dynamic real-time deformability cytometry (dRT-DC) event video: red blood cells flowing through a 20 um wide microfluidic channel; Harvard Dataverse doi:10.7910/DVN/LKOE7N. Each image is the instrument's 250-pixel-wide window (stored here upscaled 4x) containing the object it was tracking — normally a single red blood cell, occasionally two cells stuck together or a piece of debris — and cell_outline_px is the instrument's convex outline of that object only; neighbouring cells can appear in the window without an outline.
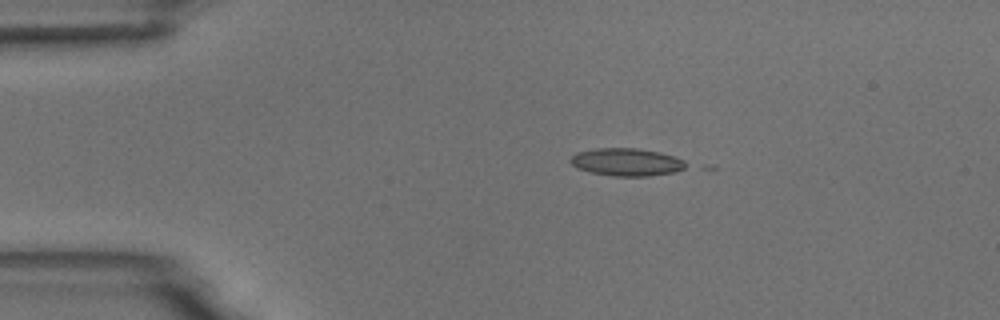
{"species": "common noctule bat (a hibernating species)", "species_latin": "Nyctalus noctula", "temperature_condition": "room temperature", "stored_images_in_passage": 3, "camera_frame_rate_fps": 3000, "um_per_image_px": 0.085, "animal": {"sex": "male", "body_mass_g": 18.8}, "frame": {"image": 1, "passage_image": 1, "time_ms": 0.0, "image_size_px": [1000, 320], "cell_outline_px": [[692, 164], [676, 172], [648, 176], [612, 176], [592, 172], [576, 168], [568, 160], [576, 152], [596, 148], [636, 148], [660, 152], [676, 156]], "centroid_in_image_um": [53.31, 13.77], "position_along_channel_um": 31.7, "area_um2": 18.9}}
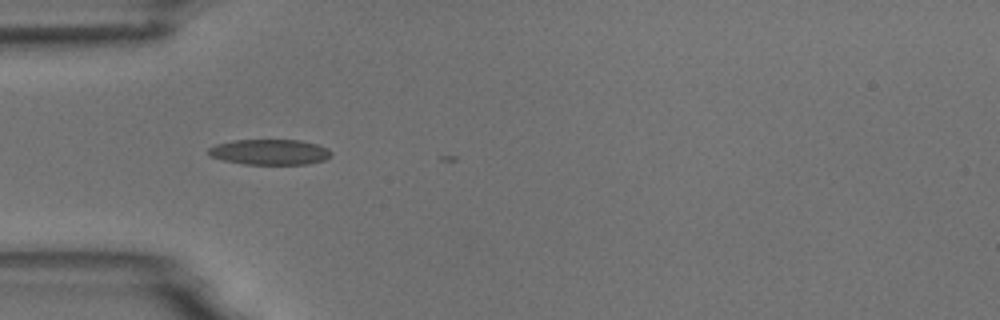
{"frame": {"image": 2, "passage_image": 2, "time_ms": 2.0, "image_size_px": [1000, 320], "cell_outline_px": [[332, 152], [324, 160], [308, 164], [244, 164], [224, 160], [212, 156], [208, 152], [208, 148], [216, 144], [232, 140], [300, 140], [316, 144], [328, 148]], "centroid_in_image_um": [22.93, 12.91], "position_along_channel_um": 62.1, "area_um2": 18.09}}